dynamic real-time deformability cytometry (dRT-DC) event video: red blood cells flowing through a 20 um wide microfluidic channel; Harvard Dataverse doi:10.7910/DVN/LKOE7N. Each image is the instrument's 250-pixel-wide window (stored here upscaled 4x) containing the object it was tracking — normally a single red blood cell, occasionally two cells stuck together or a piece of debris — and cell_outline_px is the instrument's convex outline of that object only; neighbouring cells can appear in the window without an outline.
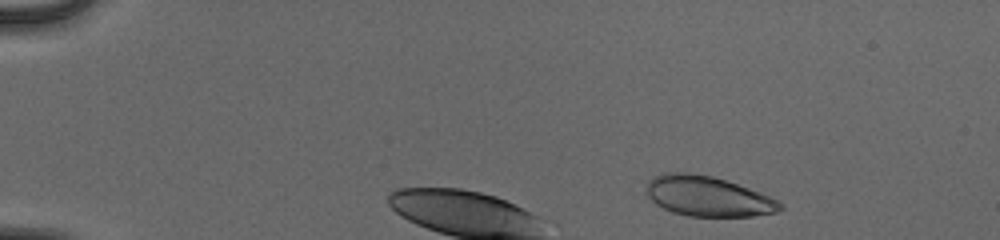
{"species": "human", "species_latin": "Homo sapiens", "temperature_condition": "cold", "stored_images_in_passage": 7, "camera_frame_rate_fps": 3000, "um_per_image_px": 0.085, "donor": {"sex": "male"}, "frame": {"image": 1, "passage_image": 4, "time_ms": 1.0, "image_size_px": [1000, 240], "cell_outline_px": [[784, 208], [776, 212], [752, 216], [688, 216], [672, 212], [656, 204], [644, 192], [648, 180], [652, 176], [664, 172], [688, 172], [712, 176], [760, 192], [780, 200], [784, 204]], "centroid_in_image_um": [60.15, 16.67], "position_along_channel_um": 24.9, "area_um2": 31.5}}